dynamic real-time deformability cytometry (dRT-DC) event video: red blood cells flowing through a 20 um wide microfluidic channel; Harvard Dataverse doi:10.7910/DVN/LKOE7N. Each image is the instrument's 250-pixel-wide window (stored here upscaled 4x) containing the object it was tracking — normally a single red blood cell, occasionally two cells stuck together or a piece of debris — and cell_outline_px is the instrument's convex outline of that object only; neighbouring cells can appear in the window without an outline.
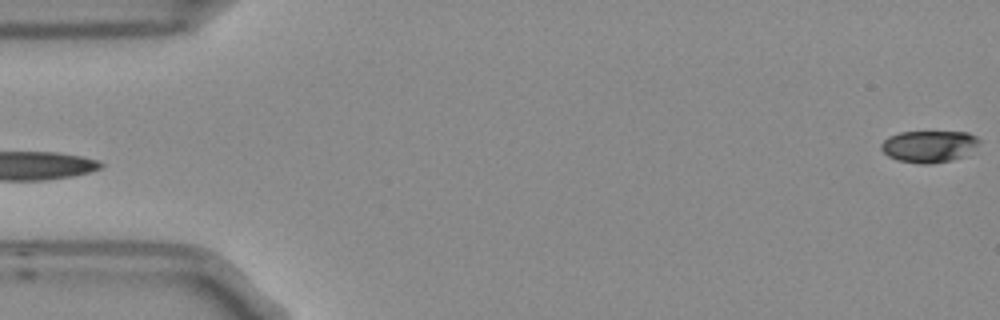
{"species": "Egyptian fruit bat (a non-hibernating species)", "species_latin": "Rousettus aegyptiacus", "temperature_condition": "room temperature", "stored_images_in_passage": 3, "segment_of_instrument_passage": [2, 2], "camera_frame_rate_fps": 3000, "um_per_image_px": 0.085, "frame": {"image": 1, "passage_image": 3, "time_ms": 0.667, "image_size_px": [1000, 320], "cell_outline_px": [[980, 140], [976, 144], [960, 156], [952, 160], [932, 164], [920, 164], [896, 160], [888, 156], [880, 148], [880, 144], [888, 136], [900, 132], [968, 132], [976, 136]], "centroid_in_image_um": [78.87, 12.44], "position_along_channel_um": 6.1, "area_um2": 17.92}}